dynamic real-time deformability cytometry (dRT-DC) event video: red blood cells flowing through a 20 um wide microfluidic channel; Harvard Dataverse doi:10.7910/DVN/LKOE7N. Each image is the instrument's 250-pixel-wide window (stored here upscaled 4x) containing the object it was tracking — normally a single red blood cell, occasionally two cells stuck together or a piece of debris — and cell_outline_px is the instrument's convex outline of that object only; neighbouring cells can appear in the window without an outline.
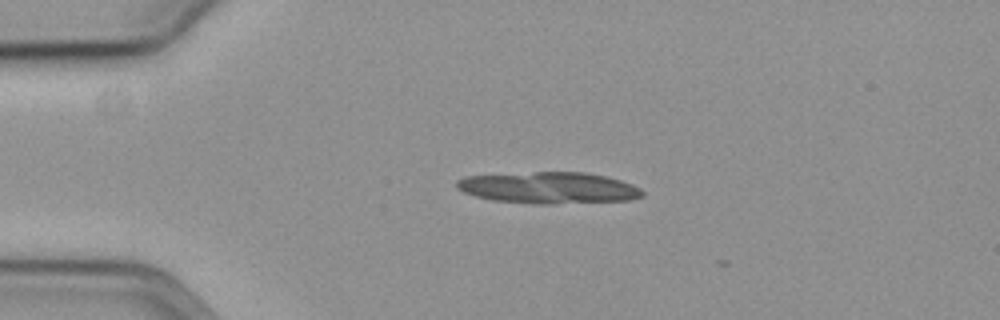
{"species": "common noctule bat (a hibernating species)", "species_latin": "Nyctalus noctula", "temperature_condition": "cold", "stored_images_in_passage": 7, "camera_frame_rate_fps": 3000, "um_per_image_px": 0.085, "animal": {"sex": "female", "body_mass_g": 19.3, "forearm_length_mm": 54.1}, "frame": {"image": 1, "passage_image": 2, "time_ms": 0.333, "image_size_px": [1000, 320], "cell_outline_px": [[644, 196], [632, 200], [552, 204], [532, 204], [492, 200], [476, 196], [464, 192], [456, 188], [456, 180], [464, 176], [536, 172], [584, 172], [608, 176], [632, 184], [640, 188], [644, 192]], "centroid_in_image_um": [46.67, 15.97], "position_along_channel_um": 38.3, "area_um2": 34.39}}